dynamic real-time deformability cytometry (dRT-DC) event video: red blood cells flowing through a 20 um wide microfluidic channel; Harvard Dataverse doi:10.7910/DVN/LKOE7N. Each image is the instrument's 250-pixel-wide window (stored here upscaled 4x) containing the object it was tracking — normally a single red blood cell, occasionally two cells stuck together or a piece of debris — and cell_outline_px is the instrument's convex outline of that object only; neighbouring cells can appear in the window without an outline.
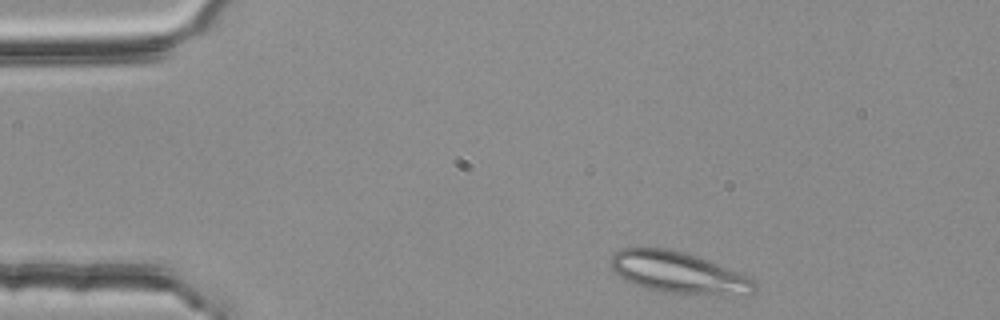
{"species": "common noctule bat (a hibernating species)", "species_latin": "Nyctalus noctula", "temperature_condition": "room temperature", "stored_images_in_passage": 3, "camera_frame_rate_fps": 3000, "um_per_image_px": 0.085, "animal": {"sex": "female", "body_mass_g": 25.1}, "frame": {"image": 1, "passage_image": 1, "time_ms": 0.0, "image_size_px": [1000, 320], "cell_outline_px": [[756, 288], [748, 296], [720, 296], [664, 292], [644, 288], [620, 276], [608, 264], [608, 260], [620, 248], [668, 248], [684, 252], [696, 256], [736, 272], [752, 280], [756, 284]], "centroid_in_image_um": [57.66, 23.19], "position_along_channel_um": 27.3, "area_um2": 34.62}}